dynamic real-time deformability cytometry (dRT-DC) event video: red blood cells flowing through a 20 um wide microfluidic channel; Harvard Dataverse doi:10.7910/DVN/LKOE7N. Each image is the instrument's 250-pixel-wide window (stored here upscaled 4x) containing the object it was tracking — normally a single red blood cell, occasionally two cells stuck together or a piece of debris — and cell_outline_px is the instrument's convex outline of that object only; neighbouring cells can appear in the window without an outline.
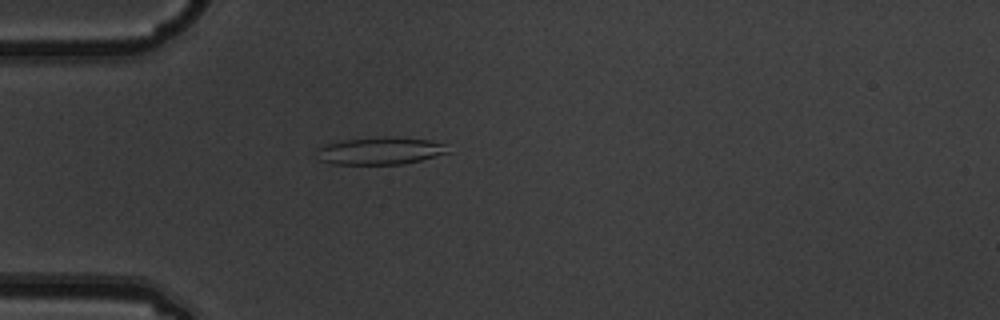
{"species": "common noctule bat (a hibernating species)", "species_latin": "Nyctalus noctula", "temperature_condition": "warm", "stored_images_in_passage": 5, "camera_frame_rate_fps": 3000, "um_per_image_px": 0.085, "animal": {"sex": "male", "body_mass_g": 19.5, "forearm_length_mm": 54.6}, "frame": {"image": 1, "passage_image": 5, "time_ms": 1.333, "image_size_px": [1000, 320], "cell_outline_px": [[452, 152], [404, 164], [332, 164], [316, 160], [316, 148], [324, 144], [344, 140], [384, 136], [432, 140], [444, 144]], "centroid_in_image_um": [32.27, 12.82], "position_along_channel_um": 52.7, "area_um2": 21.27}}